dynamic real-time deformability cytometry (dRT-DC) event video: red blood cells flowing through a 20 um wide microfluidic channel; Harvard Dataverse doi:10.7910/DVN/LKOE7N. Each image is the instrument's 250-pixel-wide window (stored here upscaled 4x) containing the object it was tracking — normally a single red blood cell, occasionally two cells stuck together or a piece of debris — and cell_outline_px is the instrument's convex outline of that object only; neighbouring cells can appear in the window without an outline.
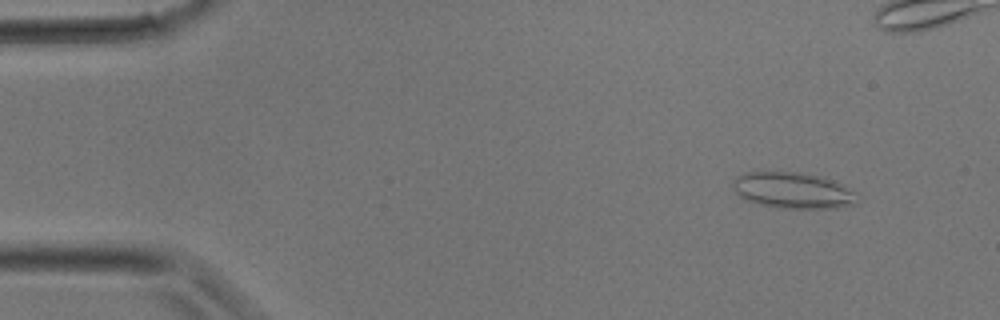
{"species": "common noctule bat (a hibernating species)", "species_latin": "Nyctalus noctula", "temperature_condition": "room temperature", "stored_images_in_passage": 2, "camera_frame_rate_fps": 3000, "um_per_image_px": 0.085, "animal": {"sex": "male", "body_mass_g": 17.9}, "frame": {"image": 1, "passage_image": 2, "time_ms": 0.333, "image_size_px": [1000, 320], "cell_outline_px": [[860, 204], [840, 208], [776, 208], [744, 200], [736, 196], [732, 188], [732, 180], [736, 176], [744, 172], [800, 172], [824, 176], [844, 184], [856, 192]], "centroid_in_image_um": [67.43, 16.19], "position_along_channel_um": 17.6, "area_um2": 27.11}}